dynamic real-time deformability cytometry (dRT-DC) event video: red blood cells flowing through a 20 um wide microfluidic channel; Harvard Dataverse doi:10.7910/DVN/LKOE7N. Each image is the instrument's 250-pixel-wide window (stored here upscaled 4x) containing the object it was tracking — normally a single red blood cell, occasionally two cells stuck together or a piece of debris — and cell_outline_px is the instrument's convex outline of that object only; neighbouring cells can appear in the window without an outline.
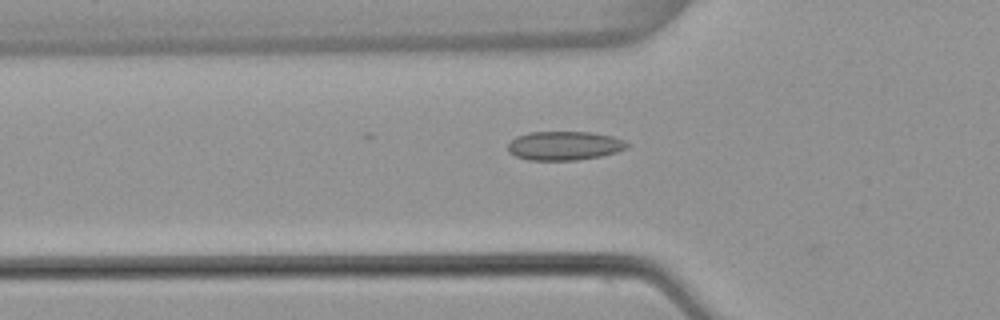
{"species": "common noctule bat (a hibernating species)", "species_latin": "Nyctalus noctula", "temperature_condition": "warm", "stored_images_in_passage": 19, "camera_frame_rate_fps": 3000, "um_per_image_px": 0.085, "animal": {"sex": "female", "body_mass_g": 22.7, "forearm_length_mm": 54.2}, "frame": {"image": 1, "passage_image": 18, "time_ms": 5.667, "image_size_px": [1000, 320], "cell_outline_px": [[628, 148], [616, 152], [600, 156], [576, 160], [528, 160], [516, 156], [508, 152], [508, 144], [516, 136], [528, 132], [592, 132], [612, 136], [624, 140], [628, 144]], "centroid_in_image_um": [47.96, 12.38], "position_along_channel_um": 77.8, "area_um2": 20.11}}